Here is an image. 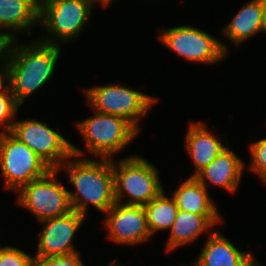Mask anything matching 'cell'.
I'll return each mask as SVG.
<instances>
[{
    "mask_svg": "<svg viewBox=\"0 0 266 266\" xmlns=\"http://www.w3.org/2000/svg\"><path fill=\"white\" fill-rule=\"evenodd\" d=\"M97 3L107 7L102 0L44 1L39 10V26L48 34L37 39L58 46H61V42L76 40L86 28Z\"/></svg>",
    "mask_w": 266,
    "mask_h": 266,
    "instance_id": "obj_3",
    "label": "cell"
},
{
    "mask_svg": "<svg viewBox=\"0 0 266 266\" xmlns=\"http://www.w3.org/2000/svg\"><path fill=\"white\" fill-rule=\"evenodd\" d=\"M102 1L108 6L112 0H102Z\"/></svg>",
    "mask_w": 266,
    "mask_h": 266,
    "instance_id": "obj_30",
    "label": "cell"
},
{
    "mask_svg": "<svg viewBox=\"0 0 266 266\" xmlns=\"http://www.w3.org/2000/svg\"><path fill=\"white\" fill-rule=\"evenodd\" d=\"M87 104L92 110L117 115L129 121L139 132L141 118L147 116L152 105L157 103L155 97L134 90L131 87L109 83L83 89Z\"/></svg>",
    "mask_w": 266,
    "mask_h": 266,
    "instance_id": "obj_6",
    "label": "cell"
},
{
    "mask_svg": "<svg viewBox=\"0 0 266 266\" xmlns=\"http://www.w3.org/2000/svg\"><path fill=\"white\" fill-rule=\"evenodd\" d=\"M263 26H262V32L265 34L266 33V0H263Z\"/></svg>",
    "mask_w": 266,
    "mask_h": 266,
    "instance_id": "obj_27",
    "label": "cell"
},
{
    "mask_svg": "<svg viewBox=\"0 0 266 266\" xmlns=\"http://www.w3.org/2000/svg\"><path fill=\"white\" fill-rule=\"evenodd\" d=\"M208 236L193 266H262L252 251L237 248L220 231L213 230Z\"/></svg>",
    "mask_w": 266,
    "mask_h": 266,
    "instance_id": "obj_13",
    "label": "cell"
},
{
    "mask_svg": "<svg viewBox=\"0 0 266 266\" xmlns=\"http://www.w3.org/2000/svg\"><path fill=\"white\" fill-rule=\"evenodd\" d=\"M221 221V215H198L179 210L169 229L170 235L165 251L170 253L181 246L195 242L198 237L216 227Z\"/></svg>",
    "mask_w": 266,
    "mask_h": 266,
    "instance_id": "obj_16",
    "label": "cell"
},
{
    "mask_svg": "<svg viewBox=\"0 0 266 266\" xmlns=\"http://www.w3.org/2000/svg\"><path fill=\"white\" fill-rule=\"evenodd\" d=\"M0 50L6 55V53L14 45L16 39L11 35L10 32L5 31V27L0 22ZM4 30V31H3Z\"/></svg>",
    "mask_w": 266,
    "mask_h": 266,
    "instance_id": "obj_25",
    "label": "cell"
},
{
    "mask_svg": "<svg viewBox=\"0 0 266 266\" xmlns=\"http://www.w3.org/2000/svg\"><path fill=\"white\" fill-rule=\"evenodd\" d=\"M105 215L103 224L108 230V239L113 243L134 246L146 243L152 237L141 205L115 202Z\"/></svg>",
    "mask_w": 266,
    "mask_h": 266,
    "instance_id": "obj_11",
    "label": "cell"
},
{
    "mask_svg": "<svg viewBox=\"0 0 266 266\" xmlns=\"http://www.w3.org/2000/svg\"><path fill=\"white\" fill-rule=\"evenodd\" d=\"M262 16L263 0H250L223 27L222 35L238 47L247 39L262 33Z\"/></svg>",
    "mask_w": 266,
    "mask_h": 266,
    "instance_id": "obj_18",
    "label": "cell"
},
{
    "mask_svg": "<svg viewBox=\"0 0 266 266\" xmlns=\"http://www.w3.org/2000/svg\"><path fill=\"white\" fill-rule=\"evenodd\" d=\"M24 43L16 39L5 55L7 85L19 106L53 78L62 50L58 45L38 39Z\"/></svg>",
    "mask_w": 266,
    "mask_h": 266,
    "instance_id": "obj_2",
    "label": "cell"
},
{
    "mask_svg": "<svg viewBox=\"0 0 266 266\" xmlns=\"http://www.w3.org/2000/svg\"><path fill=\"white\" fill-rule=\"evenodd\" d=\"M171 193L178 209L198 215H220L209 194L208 188L195 177H189Z\"/></svg>",
    "mask_w": 266,
    "mask_h": 266,
    "instance_id": "obj_19",
    "label": "cell"
},
{
    "mask_svg": "<svg viewBox=\"0 0 266 266\" xmlns=\"http://www.w3.org/2000/svg\"><path fill=\"white\" fill-rule=\"evenodd\" d=\"M47 123L34 119L14 121L11 133L25 143L51 169L59 167L72 155L71 142Z\"/></svg>",
    "mask_w": 266,
    "mask_h": 266,
    "instance_id": "obj_10",
    "label": "cell"
},
{
    "mask_svg": "<svg viewBox=\"0 0 266 266\" xmlns=\"http://www.w3.org/2000/svg\"><path fill=\"white\" fill-rule=\"evenodd\" d=\"M7 85V68L5 58L0 61V90Z\"/></svg>",
    "mask_w": 266,
    "mask_h": 266,
    "instance_id": "obj_26",
    "label": "cell"
},
{
    "mask_svg": "<svg viewBox=\"0 0 266 266\" xmlns=\"http://www.w3.org/2000/svg\"><path fill=\"white\" fill-rule=\"evenodd\" d=\"M219 136L207 130V127L200 122L192 121L188 127L185 136V147L194 164L195 173L191 174L194 177L200 170L206 167L214 160L228 144H223Z\"/></svg>",
    "mask_w": 266,
    "mask_h": 266,
    "instance_id": "obj_15",
    "label": "cell"
},
{
    "mask_svg": "<svg viewBox=\"0 0 266 266\" xmlns=\"http://www.w3.org/2000/svg\"><path fill=\"white\" fill-rule=\"evenodd\" d=\"M86 217L72 210L65 215L38 222L43 228L40 230L34 256L69 255L77 252L73 239Z\"/></svg>",
    "mask_w": 266,
    "mask_h": 266,
    "instance_id": "obj_12",
    "label": "cell"
},
{
    "mask_svg": "<svg viewBox=\"0 0 266 266\" xmlns=\"http://www.w3.org/2000/svg\"><path fill=\"white\" fill-rule=\"evenodd\" d=\"M0 169L4 188L17 192L51 168L11 132L0 133Z\"/></svg>",
    "mask_w": 266,
    "mask_h": 266,
    "instance_id": "obj_8",
    "label": "cell"
},
{
    "mask_svg": "<svg viewBox=\"0 0 266 266\" xmlns=\"http://www.w3.org/2000/svg\"><path fill=\"white\" fill-rule=\"evenodd\" d=\"M71 151L72 155L59 170L63 168L67 172L69 182L75 188L73 192L68 191L72 209L86 216L91 204L105 214L116 202L112 159L85 158V152L74 144H71Z\"/></svg>",
    "mask_w": 266,
    "mask_h": 266,
    "instance_id": "obj_1",
    "label": "cell"
},
{
    "mask_svg": "<svg viewBox=\"0 0 266 266\" xmlns=\"http://www.w3.org/2000/svg\"><path fill=\"white\" fill-rule=\"evenodd\" d=\"M245 162L228 146L194 177L206 188L212 184L235 193L240 186Z\"/></svg>",
    "mask_w": 266,
    "mask_h": 266,
    "instance_id": "obj_14",
    "label": "cell"
},
{
    "mask_svg": "<svg viewBox=\"0 0 266 266\" xmlns=\"http://www.w3.org/2000/svg\"><path fill=\"white\" fill-rule=\"evenodd\" d=\"M33 259V255L17 247L0 246V266H33Z\"/></svg>",
    "mask_w": 266,
    "mask_h": 266,
    "instance_id": "obj_23",
    "label": "cell"
},
{
    "mask_svg": "<svg viewBox=\"0 0 266 266\" xmlns=\"http://www.w3.org/2000/svg\"><path fill=\"white\" fill-rule=\"evenodd\" d=\"M41 4V0H0V22L15 39L21 31L31 35V28L39 26Z\"/></svg>",
    "mask_w": 266,
    "mask_h": 266,
    "instance_id": "obj_17",
    "label": "cell"
},
{
    "mask_svg": "<svg viewBox=\"0 0 266 266\" xmlns=\"http://www.w3.org/2000/svg\"><path fill=\"white\" fill-rule=\"evenodd\" d=\"M92 112V117L75 124L79 134L84 138L87 152L92 156L113 159L115 153L123 151L140 133L121 116L94 110Z\"/></svg>",
    "mask_w": 266,
    "mask_h": 266,
    "instance_id": "obj_5",
    "label": "cell"
},
{
    "mask_svg": "<svg viewBox=\"0 0 266 266\" xmlns=\"http://www.w3.org/2000/svg\"><path fill=\"white\" fill-rule=\"evenodd\" d=\"M115 161L113 158L117 203L144 206L164 190L157 167L142 156L130 155Z\"/></svg>",
    "mask_w": 266,
    "mask_h": 266,
    "instance_id": "obj_4",
    "label": "cell"
},
{
    "mask_svg": "<svg viewBox=\"0 0 266 266\" xmlns=\"http://www.w3.org/2000/svg\"><path fill=\"white\" fill-rule=\"evenodd\" d=\"M33 266H85L80 252L58 256H34Z\"/></svg>",
    "mask_w": 266,
    "mask_h": 266,
    "instance_id": "obj_24",
    "label": "cell"
},
{
    "mask_svg": "<svg viewBox=\"0 0 266 266\" xmlns=\"http://www.w3.org/2000/svg\"><path fill=\"white\" fill-rule=\"evenodd\" d=\"M5 58V54L0 50V61H2Z\"/></svg>",
    "mask_w": 266,
    "mask_h": 266,
    "instance_id": "obj_29",
    "label": "cell"
},
{
    "mask_svg": "<svg viewBox=\"0 0 266 266\" xmlns=\"http://www.w3.org/2000/svg\"><path fill=\"white\" fill-rule=\"evenodd\" d=\"M59 171V169H50L44 176L17 191L18 206L31 211L39 222L65 215L73 210L68 190L57 178Z\"/></svg>",
    "mask_w": 266,
    "mask_h": 266,
    "instance_id": "obj_9",
    "label": "cell"
},
{
    "mask_svg": "<svg viewBox=\"0 0 266 266\" xmlns=\"http://www.w3.org/2000/svg\"><path fill=\"white\" fill-rule=\"evenodd\" d=\"M20 106L15 101V98L6 85L0 90V133L11 132L14 121L16 120L17 112Z\"/></svg>",
    "mask_w": 266,
    "mask_h": 266,
    "instance_id": "obj_21",
    "label": "cell"
},
{
    "mask_svg": "<svg viewBox=\"0 0 266 266\" xmlns=\"http://www.w3.org/2000/svg\"><path fill=\"white\" fill-rule=\"evenodd\" d=\"M107 266H120L117 264V259L115 258L111 263H109Z\"/></svg>",
    "mask_w": 266,
    "mask_h": 266,
    "instance_id": "obj_28",
    "label": "cell"
},
{
    "mask_svg": "<svg viewBox=\"0 0 266 266\" xmlns=\"http://www.w3.org/2000/svg\"><path fill=\"white\" fill-rule=\"evenodd\" d=\"M143 207L151 235L169 230L179 212L174 198L171 194L167 195L164 190Z\"/></svg>",
    "mask_w": 266,
    "mask_h": 266,
    "instance_id": "obj_20",
    "label": "cell"
},
{
    "mask_svg": "<svg viewBox=\"0 0 266 266\" xmlns=\"http://www.w3.org/2000/svg\"><path fill=\"white\" fill-rule=\"evenodd\" d=\"M250 148V171L258 175L260 180L266 184V137L254 141Z\"/></svg>",
    "mask_w": 266,
    "mask_h": 266,
    "instance_id": "obj_22",
    "label": "cell"
},
{
    "mask_svg": "<svg viewBox=\"0 0 266 266\" xmlns=\"http://www.w3.org/2000/svg\"><path fill=\"white\" fill-rule=\"evenodd\" d=\"M158 40L166 48L189 62L214 65L229 55V46L212 34L193 25L162 29Z\"/></svg>",
    "mask_w": 266,
    "mask_h": 266,
    "instance_id": "obj_7",
    "label": "cell"
}]
</instances>
